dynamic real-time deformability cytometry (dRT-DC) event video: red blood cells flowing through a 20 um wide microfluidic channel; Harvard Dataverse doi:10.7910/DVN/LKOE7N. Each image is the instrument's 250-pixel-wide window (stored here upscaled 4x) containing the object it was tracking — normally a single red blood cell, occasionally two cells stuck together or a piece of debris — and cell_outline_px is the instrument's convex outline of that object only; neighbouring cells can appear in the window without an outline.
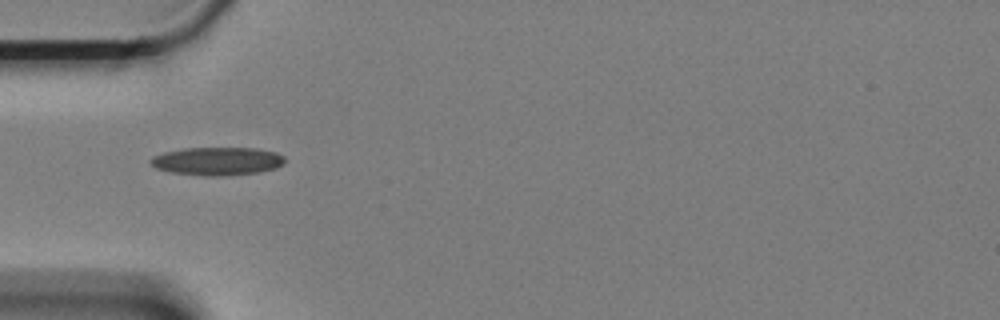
{"species": "Egyptian fruit bat (a non-hibernating species)", "species_latin": "Rousettus aegyptiacus", "temperature_condition": "cold", "stored_images_in_passage": 39, "camera_frame_rate_fps": 3000, "um_per_image_px": 0.085, "animal": {"sex": "female"}, "frame": {"image": 1, "passage_image": 1, "time_ms": 0.0, "image_size_px": [1000, 320], "cell_outline_px": [[284, 164], [276, 168], [256, 172], [224, 176], [204, 176], [172, 172], [156, 168], [148, 160], [152, 156], [164, 152], [184, 148], [256, 148], [276, 152], [284, 156]], "centroid_in_image_um": [18.46, 13.69], "position_along_channel_um": 66.5, "area_um2": 22.02}}
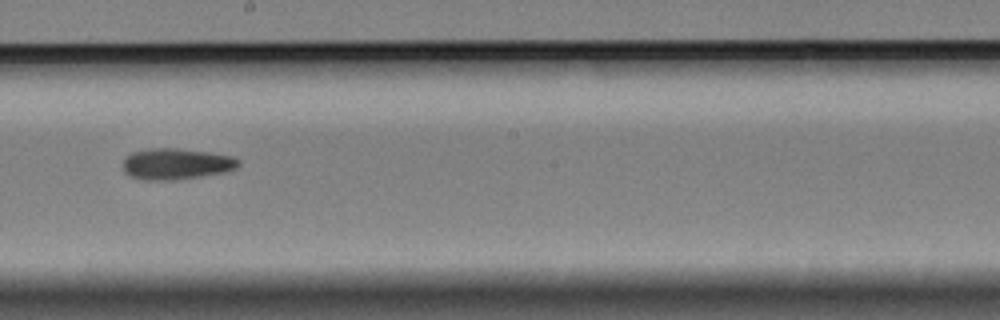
{"frame": {"image": 2, "passage_image": 16, "time_ms": 5.0, "image_size_px": [1000, 320], "cell_outline_px": [[240, 164], [236, 168], [224, 172], [200, 176], [172, 180], [144, 180], [132, 176], [124, 172], [124, 160], [132, 152], [148, 148], [176, 148], [208, 152], [232, 156], [240, 160]], "centroid_in_image_um": [14.99, 13.92], "position_along_channel_um": 233.2, "area_um2": 20.81}}
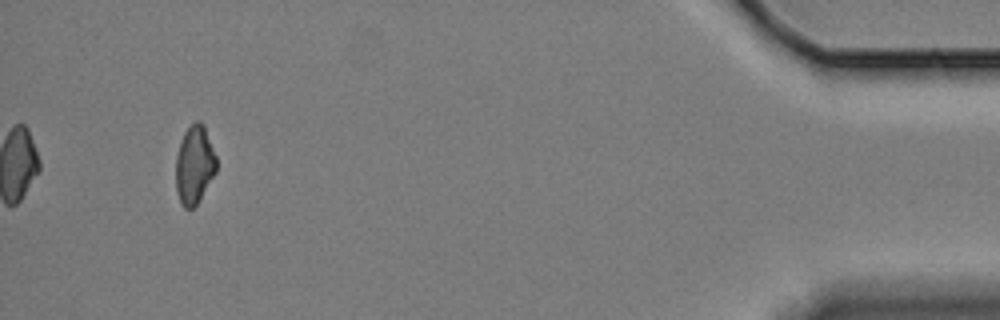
{"frame": {"image": 3, "passage_image": 39, "time_ms": 12.667, "image_size_px": [1000, 320], "cell_outline_px": [[216, 172], [200, 200], [192, 208], [184, 208], [180, 204], [176, 192], [176, 156], [180, 140], [184, 132], [196, 120], [200, 120], [204, 124], [216, 156]], "centroid_in_image_um": [16.52, 14.01], "position_along_channel_um": 418.7, "area_um2": 18.73}, "authors_computed_cell_mechanics": {"area_um2": 20.1144, "velocity_mm_per_s": 3.3276, "shape_relaxation_time_tau1_ms": null, "shape_relaxation_time_tau2_ms": 8.6929, "deformation_change_tau1": null, "deformation_change_tau2": 0.1573}}